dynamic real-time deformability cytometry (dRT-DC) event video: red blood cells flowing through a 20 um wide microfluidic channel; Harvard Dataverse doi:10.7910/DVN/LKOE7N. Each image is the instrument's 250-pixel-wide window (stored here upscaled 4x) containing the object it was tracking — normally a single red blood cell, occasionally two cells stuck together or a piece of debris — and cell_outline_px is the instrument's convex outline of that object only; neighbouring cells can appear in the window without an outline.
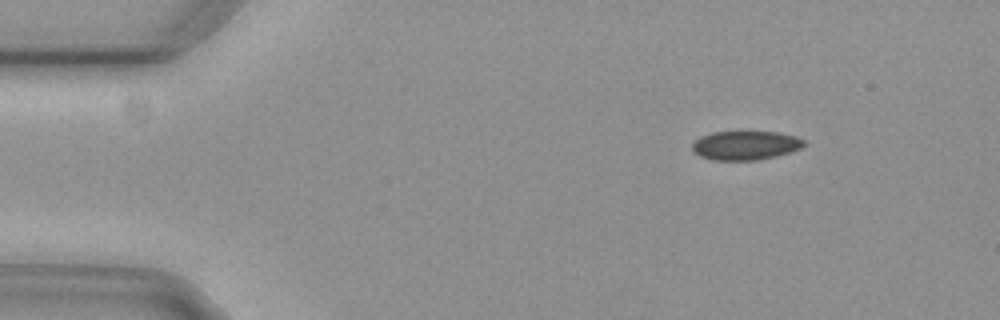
{"species": "common noctule bat (a hibernating species)", "species_latin": "Nyctalus noctula", "temperature_condition": "cold", "stored_images_in_passage": 5, "camera_frame_rate_fps": 3000, "um_per_image_px": 0.085, "animal": {"sex": "female", "body_mass_g": 29.2, "forearm_length_mm": 56.3}, "frame": {"image": 1, "passage_image": 1, "time_ms": 0.0, "image_size_px": [1000, 320], "cell_outline_px": [[804, 144], [800, 148], [776, 156], [756, 160], [712, 160], [700, 156], [692, 152], [692, 144], [700, 136], [712, 132], [776, 132], [796, 136], [804, 140]], "centroid_in_image_um": [63.31, 12.36], "position_along_channel_um": 21.7, "area_um2": 18.79}}
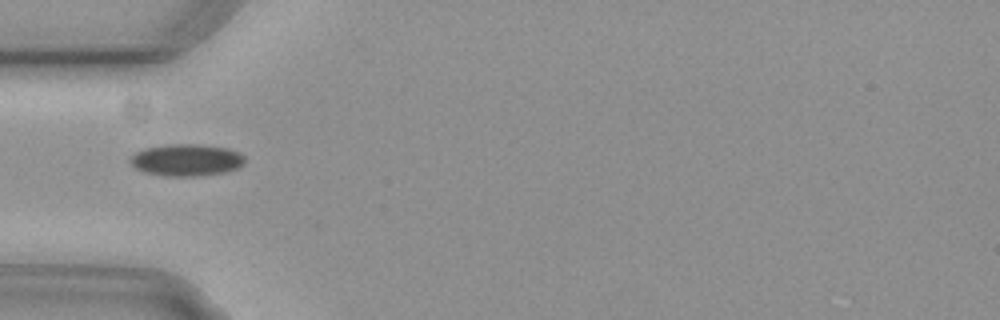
{"frame": {"image": 2, "passage_image": 3, "time_ms": 0.667, "image_size_px": [1000, 320], "cell_outline_px": [[244, 164], [236, 168], [224, 172], [196, 176], [168, 176], [144, 172], [136, 168], [128, 160], [136, 152], [144, 148], [168, 144], [200, 144], [228, 148], [240, 152], [244, 156]], "centroid_in_image_um": [15.85, 13.59], "position_along_channel_um": 69.1, "area_um2": 21.33}}